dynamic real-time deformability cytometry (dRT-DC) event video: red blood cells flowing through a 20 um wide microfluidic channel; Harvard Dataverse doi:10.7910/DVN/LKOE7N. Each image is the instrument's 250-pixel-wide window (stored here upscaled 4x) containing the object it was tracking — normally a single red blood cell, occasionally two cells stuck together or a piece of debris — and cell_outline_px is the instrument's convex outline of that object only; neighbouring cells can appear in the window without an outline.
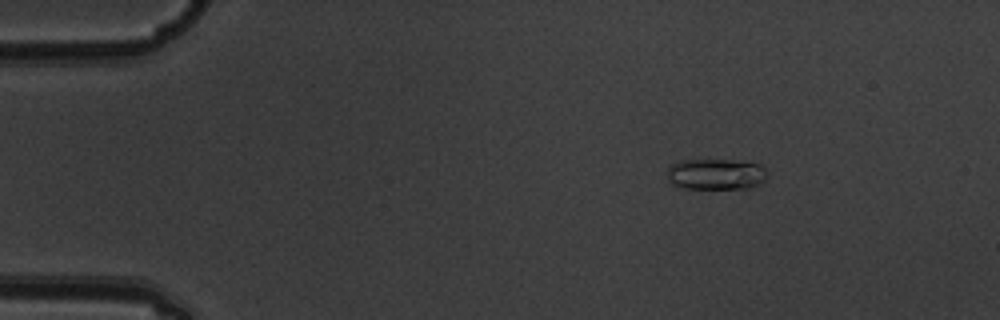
{"species": "common noctule bat (a hibernating species)", "species_latin": "Nyctalus noctula", "temperature_condition": "warm", "stored_images_in_passage": 6, "camera_frame_rate_fps": 3000, "um_per_image_px": 0.085, "animal": {"sex": "male", "body_mass_g": 19.5, "forearm_length_mm": 54.6}, "frame": {"image": 1, "passage_image": 6, "time_ms": 1.667, "image_size_px": [1000, 320], "cell_outline_px": [[768, 176], [760, 184], [748, 188], [688, 188], [672, 184], [668, 180], [668, 168], [672, 164], [680, 160], [732, 160], [760, 164], [764, 168]], "centroid_in_image_um": [60.87, 14.8], "position_along_channel_um": 24.1, "area_um2": 17.98}}